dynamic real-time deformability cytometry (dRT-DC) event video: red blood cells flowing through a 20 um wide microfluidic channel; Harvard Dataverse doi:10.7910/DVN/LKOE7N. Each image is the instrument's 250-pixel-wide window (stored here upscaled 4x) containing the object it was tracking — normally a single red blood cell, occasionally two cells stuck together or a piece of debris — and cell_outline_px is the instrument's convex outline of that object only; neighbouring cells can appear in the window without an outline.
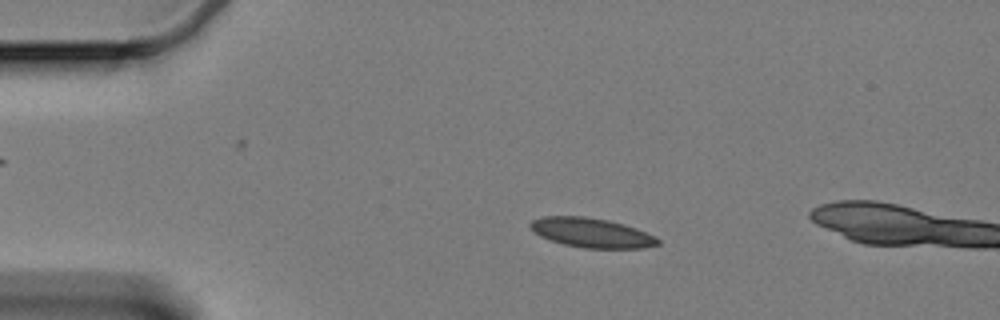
{"species": "Egyptian fruit bat (a non-hibernating species)", "species_latin": "Rousettus aegyptiacus", "temperature_condition": "cold", "stored_images_in_passage": 17, "camera_frame_rate_fps": 3000, "um_per_image_px": 0.085, "animal": {"sex": "female"}, "frame": {"image": 1, "passage_image": 12, "time_ms": 3.667, "image_size_px": [1000, 320], "cell_outline_px": [[660, 244], [644, 248], [584, 248], [564, 244], [540, 236], [528, 224], [532, 220], [544, 216], [584, 216], [608, 220], [636, 228], [660, 240]], "centroid_in_image_um": [50.28, 19.78], "position_along_channel_um": 34.7, "area_um2": 21.62}}